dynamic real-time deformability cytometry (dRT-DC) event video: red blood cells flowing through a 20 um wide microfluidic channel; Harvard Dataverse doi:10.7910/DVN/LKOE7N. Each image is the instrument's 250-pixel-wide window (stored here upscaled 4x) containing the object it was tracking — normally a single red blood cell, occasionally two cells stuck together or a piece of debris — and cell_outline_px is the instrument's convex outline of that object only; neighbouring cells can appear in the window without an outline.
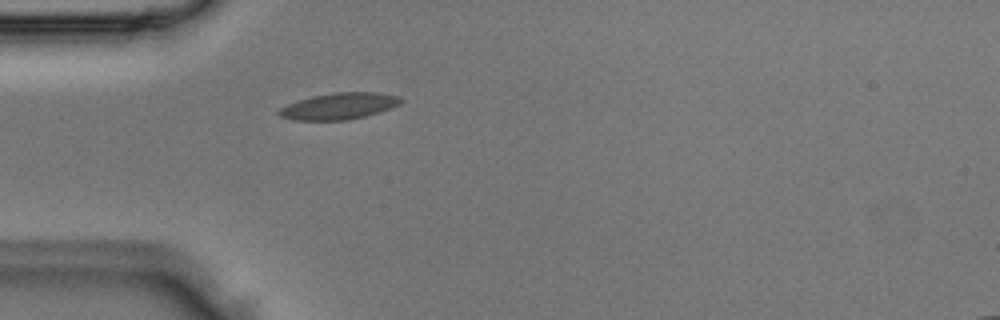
{"species": "Egyptian fruit bat (a non-hibernating species)", "species_latin": "Rousettus aegyptiacus", "temperature_condition": "room temperature", "stored_images_in_passage": 1, "camera_frame_rate_fps": 3000, "um_per_image_px": 0.085, "animal": {"sex": "male"}, "frame": {"image": 1, "passage_image": 1, "time_ms": 0.0, "image_size_px": [1000, 320], "cell_outline_px": [[404, 100], [400, 104], [380, 112], [348, 120], [292, 120], [280, 116], [276, 112], [280, 108], [288, 104], [312, 96], [332, 92], [380, 92], [400, 96]], "centroid_in_image_um": [28.85, 9.01], "position_along_channel_um": 56.2, "area_um2": 18.9}}